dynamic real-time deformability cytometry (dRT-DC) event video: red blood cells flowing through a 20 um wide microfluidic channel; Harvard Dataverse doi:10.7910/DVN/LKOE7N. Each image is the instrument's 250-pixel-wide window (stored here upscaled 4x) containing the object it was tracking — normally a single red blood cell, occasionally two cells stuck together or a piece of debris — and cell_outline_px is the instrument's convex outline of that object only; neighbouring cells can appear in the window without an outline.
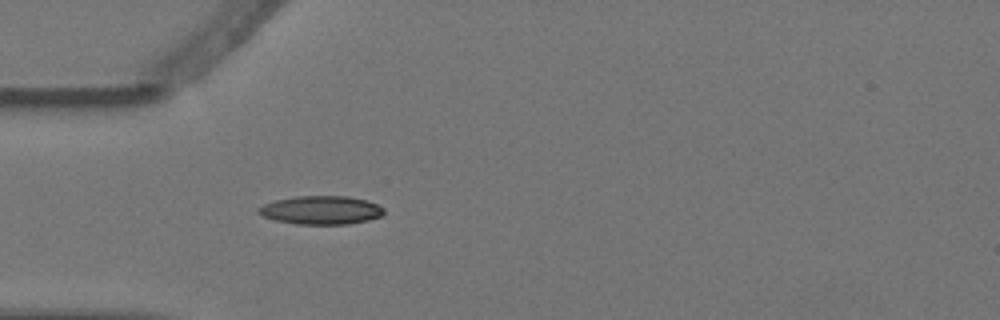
{"species": "Egyptian fruit bat (a non-hibernating species)", "species_latin": "Rousettus aegyptiacus", "temperature_condition": "warm", "stored_images_in_passage": 4, "camera_frame_rate_fps": 3000, "um_per_image_px": 0.085, "animal": {"sex": "female"}, "frame": {"image": 1, "passage_image": 4, "time_ms": 1.0, "image_size_px": [1000, 320], "cell_outline_px": [[384, 212], [380, 216], [368, 220], [348, 224], [296, 224], [276, 220], [264, 216], [256, 212], [264, 204], [276, 200], [296, 196], [348, 196], [368, 200], [384, 208]], "centroid_in_image_um": [27.31, 17.85], "position_along_channel_um": 57.7, "area_um2": 20.69}}